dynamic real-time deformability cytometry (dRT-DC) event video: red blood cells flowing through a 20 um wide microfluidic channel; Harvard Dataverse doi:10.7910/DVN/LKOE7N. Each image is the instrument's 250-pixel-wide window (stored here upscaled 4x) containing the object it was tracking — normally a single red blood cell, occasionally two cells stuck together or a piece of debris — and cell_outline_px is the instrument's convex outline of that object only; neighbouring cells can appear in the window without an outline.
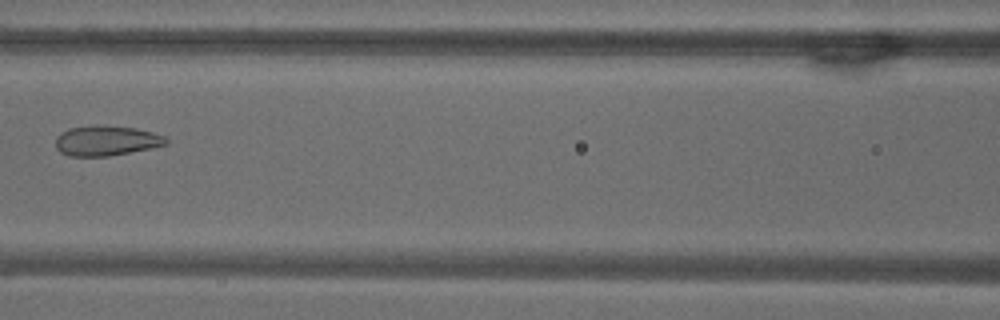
{"species": "common noctule bat (a hibernating species)", "species_latin": "Nyctalus noctula", "temperature_condition": "warm", "stored_images_in_passage": 10, "camera_frame_rate_fps": 3000, "um_per_image_px": 0.085, "animal": {"sex": "male", "body_mass_g": 18.8}, "frame": {"image": 1, "passage_image": 7, "time_ms": 2.0, "image_size_px": [1000, 320], "cell_outline_px": [[168, 144], [152, 148], [108, 156], [68, 156], [60, 152], [56, 148], [56, 136], [60, 132], [68, 128], [136, 128], [152, 132], [164, 136], [168, 140]], "centroid_in_image_um": [9.04, 12.01], "position_along_channel_um": 157.6, "area_um2": 18.61}}
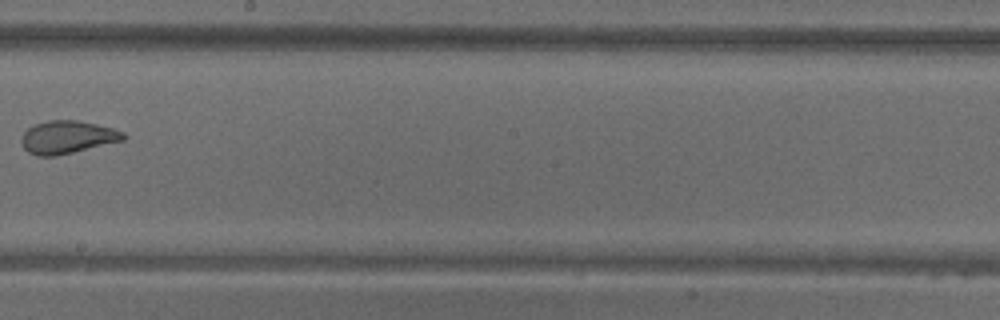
{"frame": {"image": 2, "passage_image": 9, "time_ms": 2.667, "image_size_px": [1000, 320], "cell_outline_px": [[128, 136], [124, 140], [56, 156], [36, 156], [28, 152], [24, 148], [20, 140], [24, 132], [28, 128], [36, 124], [48, 120], [76, 120], [96, 124], [112, 128], [124, 132]], "centroid_in_image_um": [5.72, 11.66], "position_along_channel_um": 242.5, "area_um2": 19.48}}
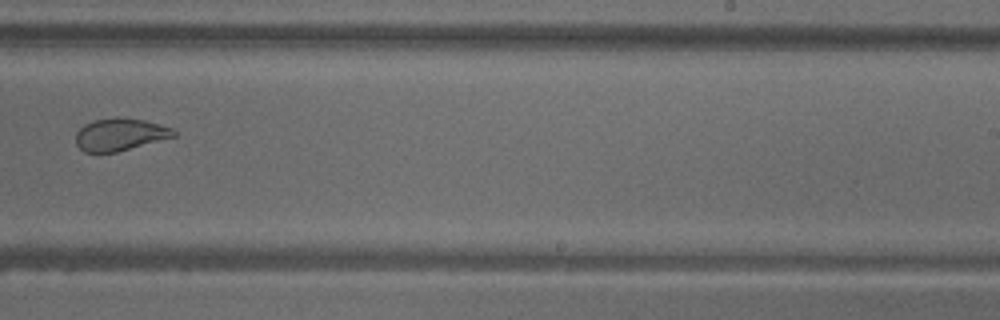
{"frame": {"image": 3, "passage_image": 10, "time_ms": 3.0, "image_size_px": [1000, 320], "cell_outline_px": [[176, 136], [116, 152], [84, 152], [76, 144], [76, 132], [84, 124], [92, 120], [144, 120], [172, 128], [176, 132]], "centroid_in_image_um": [10.18, 11.47], "position_along_channel_um": 278.8, "area_um2": 17.74}}